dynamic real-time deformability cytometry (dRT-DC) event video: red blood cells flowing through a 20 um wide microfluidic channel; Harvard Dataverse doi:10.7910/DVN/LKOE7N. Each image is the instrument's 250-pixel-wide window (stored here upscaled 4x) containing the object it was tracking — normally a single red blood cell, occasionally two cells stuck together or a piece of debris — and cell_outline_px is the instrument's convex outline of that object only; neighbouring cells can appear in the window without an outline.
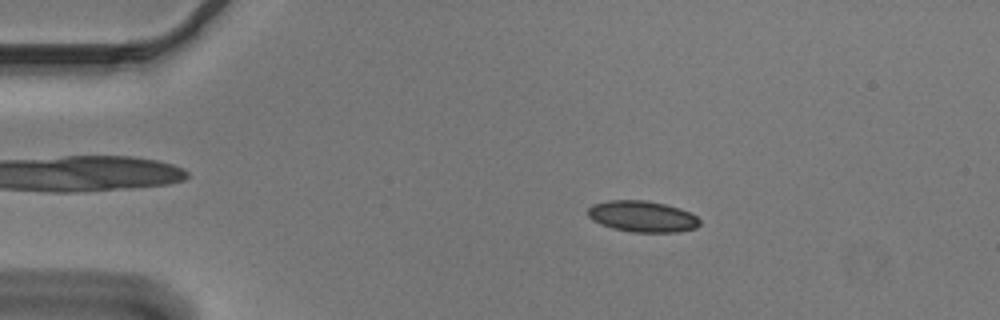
{"species": "Egyptian fruit bat (a non-hibernating species)", "species_latin": "Rousettus aegyptiacus", "temperature_condition": "cold", "stored_images_in_passage": 54, "camera_frame_rate_fps": 3000, "um_per_image_px": 0.085, "animal": {"sex": "male"}, "frame": {"image": 1, "passage_image": 10, "time_ms": 3.0, "image_size_px": [1000, 320], "cell_outline_px": [[700, 224], [696, 228], [676, 232], [632, 232], [612, 228], [600, 224], [592, 220], [588, 216], [588, 208], [592, 204], [608, 200], [648, 200], [680, 208], [696, 216], [700, 220]], "centroid_in_image_um": [54.58, 18.39], "position_along_channel_um": 30.4, "area_um2": 20.4}}
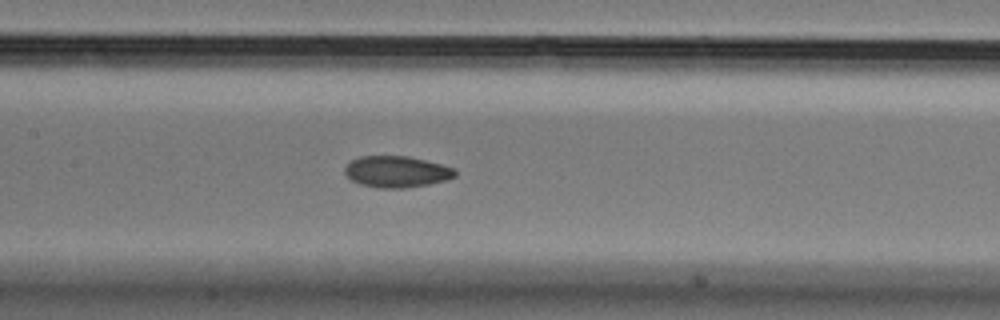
{"frame": {"image": 2, "passage_image": 26, "time_ms": 8.333, "image_size_px": [1000, 320], "cell_outline_px": [[456, 176], [448, 180], [428, 184], [404, 188], [380, 188], [360, 184], [352, 180], [344, 172], [344, 168], [352, 160], [360, 156], [408, 156], [456, 168]], "centroid_in_image_um": [33.73, 14.59], "position_along_channel_um": 173.7, "area_um2": 20.11}}
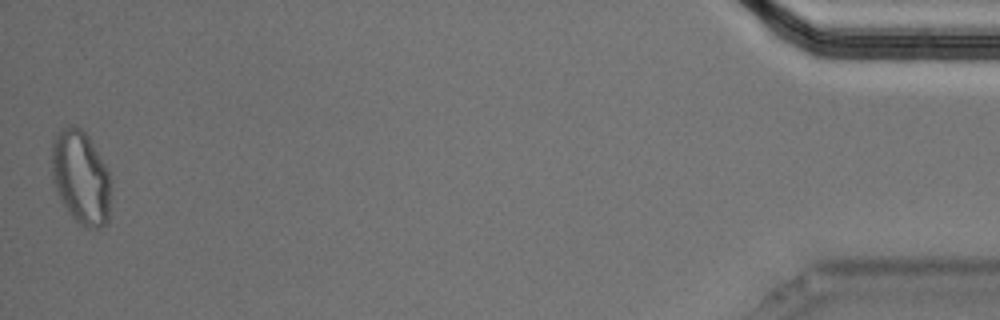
{"frame": {"image": 3, "passage_image": 54, "time_ms": 17.667, "image_size_px": [1000, 320], "cell_outline_px": [[108, 224], [100, 228], [84, 228], [68, 212], [52, 180], [52, 140], [56, 132], [60, 128], [68, 124], [72, 124], [80, 128], [88, 136], [104, 164], [108, 172]], "centroid_in_image_um": [6.83, 15.05], "position_along_channel_um": 428.4, "area_um2": 31.85}, "authors_computed_cell_mechanics": {"area_um2": 20.3167, "velocity_mm_per_s": 3.6691, "shape_relaxation_time_tau1_ms": 5.3577, "shape_relaxation_time_tau2_ms": 2.4123, "deformation_change_tau1": 0.1049, "deformation_change_tau2": 0.0698}}